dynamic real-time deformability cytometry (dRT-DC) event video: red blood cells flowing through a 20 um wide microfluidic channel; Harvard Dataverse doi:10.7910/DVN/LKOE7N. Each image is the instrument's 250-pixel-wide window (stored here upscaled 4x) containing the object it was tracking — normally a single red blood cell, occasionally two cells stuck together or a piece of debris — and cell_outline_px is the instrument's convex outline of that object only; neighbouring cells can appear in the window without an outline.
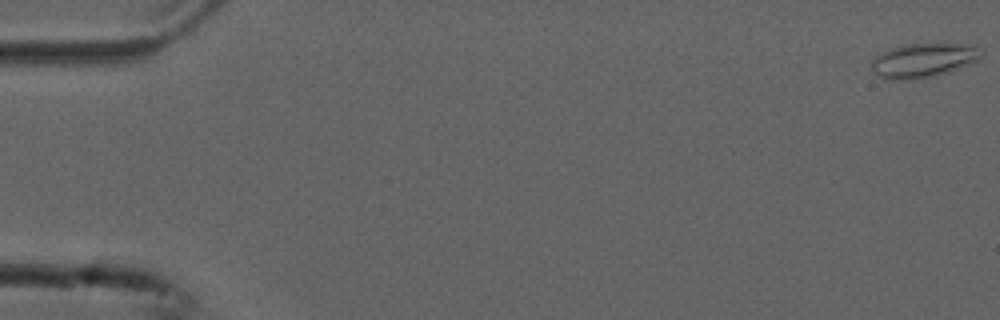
{"species": "common noctule bat (a hibernating species)", "species_latin": "Nyctalus noctula", "temperature_condition": "cold", "stored_images_in_passage": 4, "camera_frame_rate_fps": 3000, "um_per_image_px": 0.085, "animal": {"sex": "male", "forearm_length_mm": 52.5}, "frame": {"image": 1, "passage_image": 1, "time_ms": 0.0, "image_size_px": [1000, 320], "cell_outline_px": [[980, 56], [976, 60], [948, 72], [908, 80], [884, 80], [872, 68], [872, 60], [880, 52], [888, 48], [908, 44], [964, 44], [980, 48]], "centroid_in_image_um": [78.4, 5.12], "position_along_channel_um": 6.6, "area_um2": 21.39}}